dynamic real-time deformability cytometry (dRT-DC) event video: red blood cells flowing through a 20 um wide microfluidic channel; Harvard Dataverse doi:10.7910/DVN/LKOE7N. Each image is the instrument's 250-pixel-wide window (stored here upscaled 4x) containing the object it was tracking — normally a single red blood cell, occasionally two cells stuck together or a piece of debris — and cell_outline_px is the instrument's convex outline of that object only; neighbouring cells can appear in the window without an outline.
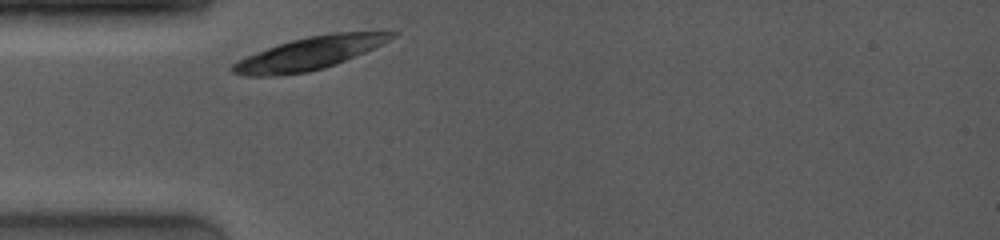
{"species": "common noctule bat (a hibernating species)", "species_latin": "Nyctalus noctula", "temperature_condition": "room temperature", "stored_images_in_passage": 1, "camera_frame_rate_fps": 4000, "um_per_image_px": 0.085, "animal": {"sex": "female", "body_mass_g": 19.0, "forearm_length_mm": 53.3}, "frame": {"image": 1, "passage_image": 1, "time_ms": 0.0, "image_size_px": [1000, 240], "cell_outline_px": [[396, 36], [364, 52], [336, 64], [324, 68], [308, 72], [276, 76], [244, 76], [232, 72], [228, 68], [232, 64], [244, 56], [292, 40], [308, 36], [332, 32], [380, 28], [396, 32]], "centroid_in_image_um": [26.37, 4.49], "position_along_channel_um": 58.6, "area_um2": 30.92}}